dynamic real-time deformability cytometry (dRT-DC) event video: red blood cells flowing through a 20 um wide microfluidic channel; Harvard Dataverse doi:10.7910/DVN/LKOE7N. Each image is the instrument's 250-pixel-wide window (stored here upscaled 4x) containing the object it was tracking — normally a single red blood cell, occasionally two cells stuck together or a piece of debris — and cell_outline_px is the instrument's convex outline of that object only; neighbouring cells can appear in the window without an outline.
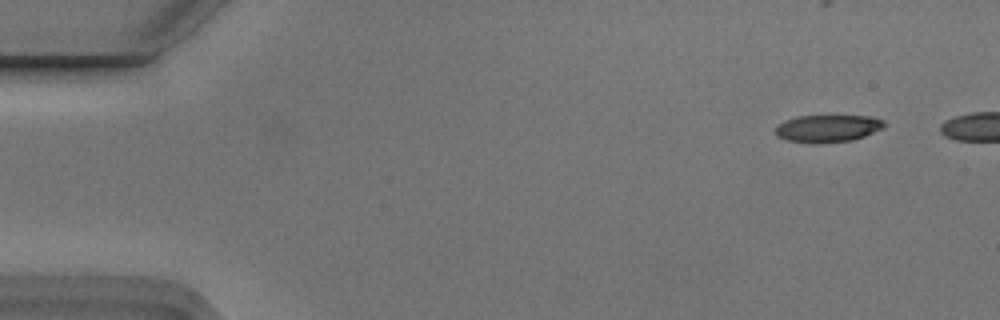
{"species": "Egyptian fruit bat (a non-hibernating species)", "species_latin": "Rousettus aegyptiacus", "temperature_condition": "cold", "stored_images_in_passage": 10, "camera_frame_rate_fps": 3000, "um_per_image_px": 0.085, "animal": {"sex": "male"}, "frame": {"image": 1, "passage_image": 2, "time_ms": 0.333, "image_size_px": [1000, 320], "cell_outline_px": [[884, 128], [864, 136], [852, 140], [788, 140], [776, 136], [776, 128], [784, 120], [796, 116], [872, 116], [884, 120]], "centroid_in_image_um": [70.41, 10.85], "position_along_channel_um": 14.6, "area_um2": 16.42}}
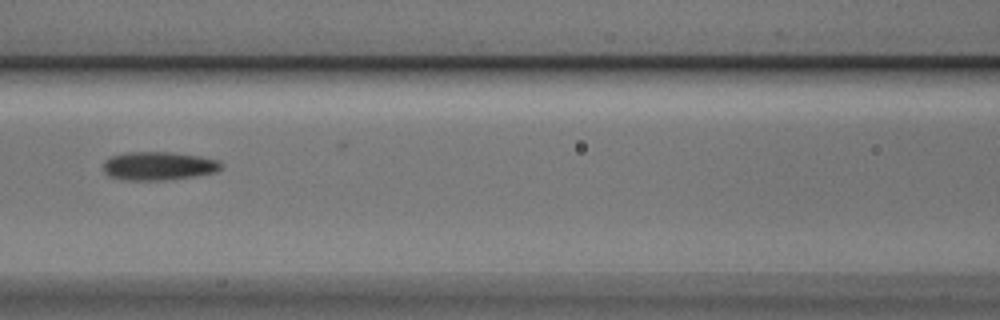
{"frame": {"image": 2, "passage_image": 7, "time_ms": 2.0, "image_size_px": [1000, 320], "cell_outline_px": [[220, 168], [216, 172], [196, 176], [164, 180], [120, 180], [108, 176], [104, 172], [104, 160], [112, 156], [128, 152], [168, 152], [200, 156], [220, 160]], "centroid_in_image_um": [13.45, 14.11], "position_along_channel_um": 153.1, "area_um2": 19.59}}
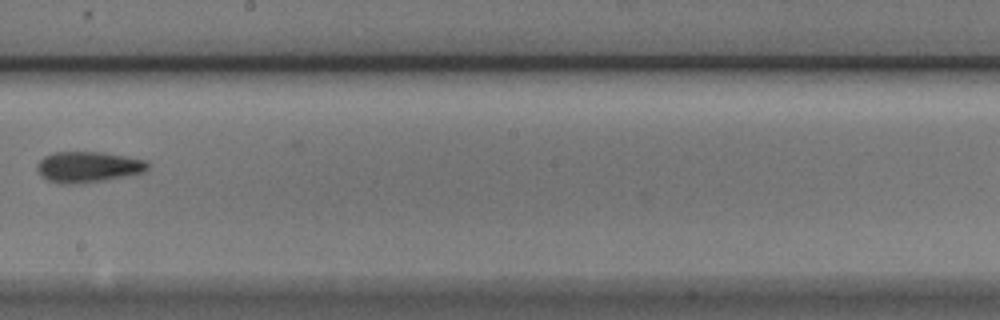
{"frame": {"image": 3, "passage_image": 9, "time_ms": 2.667, "image_size_px": [1000, 320], "cell_outline_px": [[148, 168], [144, 172], [104, 180], [80, 184], [60, 184], [48, 180], [40, 176], [36, 168], [40, 160], [44, 156], [56, 152], [104, 152], [148, 160]], "centroid_in_image_um": [7.48, 14.19], "position_along_channel_um": 240.7, "area_um2": 20.0}}